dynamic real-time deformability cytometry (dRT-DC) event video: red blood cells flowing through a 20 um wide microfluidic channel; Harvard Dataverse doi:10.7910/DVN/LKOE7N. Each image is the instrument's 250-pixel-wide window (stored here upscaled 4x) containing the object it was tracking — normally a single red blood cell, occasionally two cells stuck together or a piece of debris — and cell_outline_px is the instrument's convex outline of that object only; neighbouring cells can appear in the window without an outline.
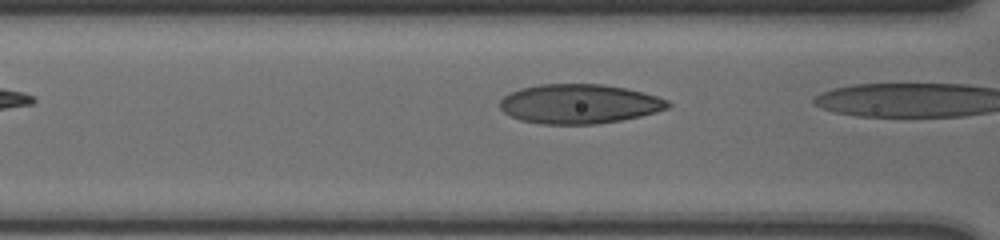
{"species": "human", "species_latin": "Homo sapiens", "temperature_condition": "cold", "stored_images_in_passage": 8, "camera_frame_rate_fps": 3000, "um_per_image_px": 0.085, "donor": {"sex": "male"}, "frame": {"image": 1, "passage_image": 7, "time_ms": 2.0, "image_size_px": [1000, 240], "cell_outline_px": [[672, 104], [668, 108], [656, 112], [640, 116], [620, 120], [596, 124], [544, 124], [520, 120], [504, 112], [500, 108], [500, 100], [504, 96], [520, 88], [540, 84], [600, 84], [624, 88], [656, 96], [668, 100]], "centroid_in_image_um": [49.23, 8.83], "position_along_channel_um": 117.4, "area_um2": 38.38}}